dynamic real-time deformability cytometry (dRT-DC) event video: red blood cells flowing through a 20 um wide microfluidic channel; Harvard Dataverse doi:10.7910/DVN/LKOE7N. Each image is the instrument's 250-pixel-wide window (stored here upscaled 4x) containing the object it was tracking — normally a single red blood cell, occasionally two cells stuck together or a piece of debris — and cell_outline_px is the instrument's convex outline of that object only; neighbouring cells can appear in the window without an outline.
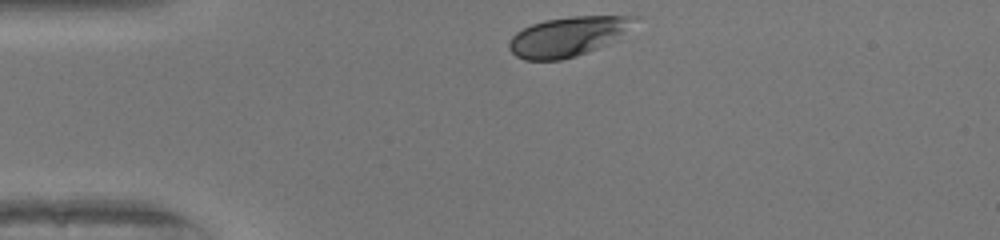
{"species": "human", "species_latin": "Homo sapiens", "temperature_condition": "warm", "stored_images_in_passage": 30, "camera_frame_rate_fps": 3000, "um_per_image_px": 0.085, "donor": {"sex": "female"}, "frame": {"image": 1, "passage_image": 1, "time_ms": 0.0, "image_size_px": [1000, 240], "cell_outline_px": [[640, 16], [620, 32], [604, 44], [596, 48], [576, 56], [560, 60], [524, 60], [516, 56], [508, 48], [508, 44], [512, 36], [516, 32], [532, 24], [544, 20], [572, 16]], "centroid_in_image_um": [48.12, 3.11], "position_along_channel_um": 36.9, "area_um2": 27.92}}
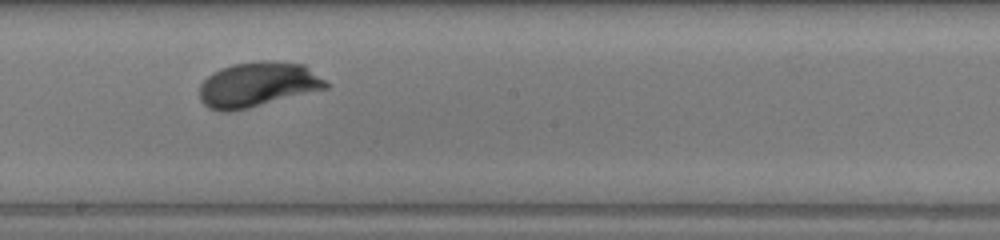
{"frame": {"image": 2, "passage_image": 18, "time_ms": 5.667, "image_size_px": [1000, 240], "cell_outline_px": [[328, 88], [248, 108], [228, 112], [220, 112], [208, 108], [200, 100], [200, 84], [212, 72], [220, 68], [232, 64], [256, 60], [276, 60], [304, 64], [324, 80], [328, 84]], "centroid_in_image_um": [21.87, 7.17], "position_along_channel_um": 226.3, "area_um2": 33.29}}
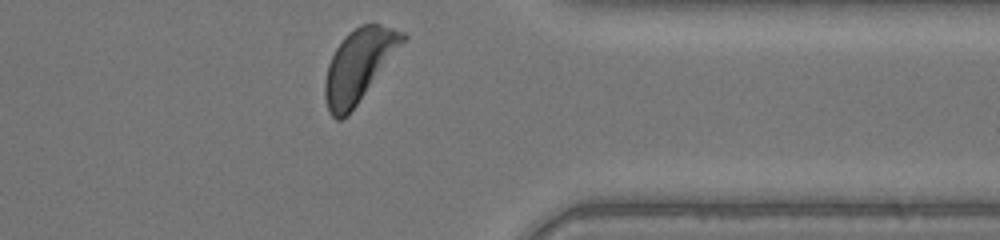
{"frame": {"image": 3, "passage_image": 30, "time_ms": 9.667, "image_size_px": [1000, 240], "cell_outline_px": [[408, 36], [348, 116], [340, 120], [336, 120], [328, 112], [324, 96], [324, 80], [328, 64], [336, 48], [344, 36], [348, 32], [360, 24], [380, 24], [404, 32]], "centroid_in_image_um": [30.46, 5.57], "position_along_channel_um": 380.9, "area_um2": 32.48}, "authors_computed_cell_mechanics": {"area_um2": 31.501, "velocity_mm_per_s": 4.0743, "shape_relaxation_time_tau1_ms": 2.7285, "shape_relaxation_time_tau2_ms": null, "deformation_change_tau1": 0.145, "deformation_change_tau2": null}}